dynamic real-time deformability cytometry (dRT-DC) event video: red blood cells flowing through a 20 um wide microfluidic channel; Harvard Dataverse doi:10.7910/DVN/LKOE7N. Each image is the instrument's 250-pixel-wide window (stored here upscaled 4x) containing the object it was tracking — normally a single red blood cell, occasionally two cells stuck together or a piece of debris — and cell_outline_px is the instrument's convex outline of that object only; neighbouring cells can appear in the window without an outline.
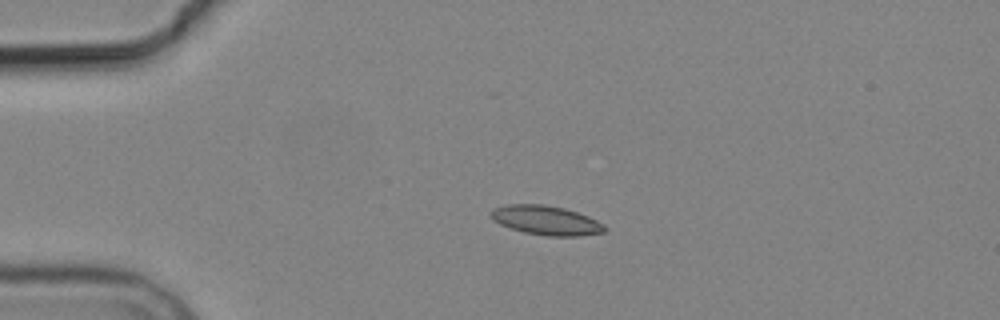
{"species": "common noctule bat (a hibernating species)", "species_latin": "Nyctalus noctula", "temperature_condition": "cold", "stored_images_in_passage": 5, "camera_frame_rate_fps": 3000, "um_per_image_px": 0.085, "animal": {"sex": "male", "body_mass_g": 19.2, "forearm_length_mm": 51.8}, "frame": {"image": 1, "passage_image": 4, "time_ms": 3.667, "image_size_px": [1000, 320], "cell_outline_px": [[608, 228], [604, 232], [580, 236], [548, 236], [524, 232], [500, 224], [492, 220], [492, 208], [508, 204], [544, 204], [564, 208], [588, 216], [604, 224]], "centroid_in_image_um": [46.44, 18.72], "position_along_channel_um": 38.6, "area_um2": 19.36}}